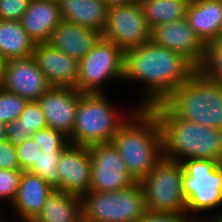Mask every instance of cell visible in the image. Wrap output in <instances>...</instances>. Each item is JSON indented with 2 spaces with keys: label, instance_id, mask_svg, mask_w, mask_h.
I'll return each instance as SVG.
<instances>
[{
  "label": "cell",
  "instance_id": "6da1fadb",
  "mask_svg": "<svg viewBox=\"0 0 222 222\" xmlns=\"http://www.w3.org/2000/svg\"><path fill=\"white\" fill-rule=\"evenodd\" d=\"M197 68L182 54L147 41L124 52L123 79L145 85L137 107L162 103Z\"/></svg>",
  "mask_w": 222,
  "mask_h": 222
},
{
  "label": "cell",
  "instance_id": "7a4b0ae2",
  "mask_svg": "<svg viewBox=\"0 0 222 222\" xmlns=\"http://www.w3.org/2000/svg\"><path fill=\"white\" fill-rule=\"evenodd\" d=\"M112 143L138 182L163 158L160 124L150 108H138L119 128Z\"/></svg>",
  "mask_w": 222,
  "mask_h": 222
},
{
  "label": "cell",
  "instance_id": "3957f363",
  "mask_svg": "<svg viewBox=\"0 0 222 222\" xmlns=\"http://www.w3.org/2000/svg\"><path fill=\"white\" fill-rule=\"evenodd\" d=\"M150 109L160 124L163 157L178 162L186 159L216 160L222 164V130L179 117H168L157 105Z\"/></svg>",
  "mask_w": 222,
  "mask_h": 222
},
{
  "label": "cell",
  "instance_id": "277c9868",
  "mask_svg": "<svg viewBox=\"0 0 222 222\" xmlns=\"http://www.w3.org/2000/svg\"><path fill=\"white\" fill-rule=\"evenodd\" d=\"M157 106L168 117L222 130V84L199 69Z\"/></svg>",
  "mask_w": 222,
  "mask_h": 222
},
{
  "label": "cell",
  "instance_id": "5b68a950",
  "mask_svg": "<svg viewBox=\"0 0 222 222\" xmlns=\"http://www.w3.org/2000/svg\"><path fill=\"white\" fill-rule=\"evenodd\" d=\"M138 108L136 106L124 114V111H118L104 92L83 93L79 99L72 135L68 141L73 145L87 147L111 143L119 128Z\"/></svg>",
  "mask_w": 222,
  "mask_h": 222
},
{
  "label": "cell",
  "instance_id": "8992f818",
  "mask_svg": "<svg viewBox=\"0 0 222 222\" xmlns=\"http://www.w3.org/2000/svg\"><path fill=\"white\" fill-rule=\"evenodd\" d=\"M81 199L83 222H138L147 211L138 181L122 190L89 191Z\"/></svg>",
  "mask_w": 222,
  "mask_h": 222
},
{
  "label": "cell",
  "instance_id": "52a82bcc",
  "mask_svg": "<svg viewBox=\"0 0 222 222\" xmlns=\"http://www.w3.org/2000/svg\"><path fill=\"white\" fill-rule=\"evenodd\" d=\"M181 164L187 215L191 220H204L195 213L212 212L222 206V164L204 159H186Z\"/></svg>",
  "mask_w": 222,
  "mask_h": 222
},
{
  "label": "cell",
  "instance_id": "ba28073f",
  "mask_svg": "<svg viewBox=\"0 0 222 222\" xmlns=\"http://www.w3.org/2000/svg\"><path fill=\"white\" fill-rule=\"evenodd\" d=\"M181 162L163 157L153 170L139 181L146 209L153 212L187 214Z\"/></svg>",
  "mask_w": 222,
  "mask_h": 222
},
{
  "label": "cell",
  "instance_id": "9c48e42d",
  "mask_svg": "<svg viewBox=\"0 0 222 222\" xmlns=\"http://www.w3.org/2000/svg\"><path fill=\"white\" fill-rule=\"evenodd\" d=\"M124 52L102 36L78 62L76 89L82 93H103L102 84L123 80Z\"/></svg>",
  "mask_w": 222,
  "mask_h": 222
},
{
  "label": "cell",
  "instance_id": "30bf717a",
  "mask_svg": "<svg viewBox=\"0 0 222 222\" xmlns=\"http://www.w3.org/2000/svg\"><path fill=\"white\" fill-rule=\"evenodd\" d=\"M102 37L113 42L123 52L151 40V29L139 2L108 6Z\"/></svg>",
  "mask_w": 222,
  "mask_h": 222
},
{
  "label": "cell",
  "instance_id": "8fae6325",
  "mask_svg": "<svg viewBox=\"0 0 222 222\" xmlns=\"http://www.w3.org/2000/svg\"><path fill=\"white\" fill-rule=\"evenodd\" d=\"M91 156V186L89 191L122 190L137 182L128 172L113 143L89 146Z\"/></svg>",
  "mask_w": 222,
  "mask_h": 222
},
{
  "label": "cell",
  "instance_id": "7c38bea8",
  "mask_svg": "<svg viewBox=\"0 0 222 222\" xmlns=\"http://www.w3.org/2000/svg\"><path fill=\"white\" fill-rule=\"evenodd\" d=\"M151 40L182 54L197 69L204 63L207 46L189 26L186 18L155 26L151 29Z\"/></svg>",
  "mask_w": 222,
  "mask_h": 222
},
{
  "label": "cell",
  "instance_id": "4fadbf2b",
  "mask_svg": "<svg viewBox=\"0 0 222 222\" xmlns=\"http://www.w3.org/2000/svg\"><path fill=\"white\" fill-rule=\"evenodd\" d=\"M0 86L27 101H37L51 87L33 56L8 60Z\"/></svg>",
  "mask_w": 222,
  "mask_h": 222
},
{
  "label": "cell",
  "instance_id": "5bb4252c",
  "mask_svg": "<svg viewBox=\"0 0 222 222\" xmlns=\"http://www.w3.org/2000/svg\"><path fill=\"white\" fill-rule=\"evenodd\" d=\"M82 94L76 88L51 86L37 100L45 116L47 126L69 139L72 135L79 99Z\"/></svg>",
  "mask_w": 222,
  "mask_h": 222
},
{
  "label": "cell",
  "instance_id": "9a60e30c",
  "mask_svg": "<svg viewBox=\"0 0 222 222\" xmlns=\"http://www.w3.org/2000/svg\"><path fill=\"white\" fill-rule=\"evenodd\" d=\"M60 191L82 197L91 186V156L89 147L69 144L58 165Z\"/></svg>",
  "mask_w": 222,
  "mask_h": 222
},
{
  "label": "cell",
  "instance_id": "2e32d148",
  "mask_svg": "<svg viewBox=\"0 0 222 222\" xmlns=\"http://www.w3.org/2000/svg\"><path fill=\"white\" fill-rule=\"evenodd\" d=\"M33 57L51 86L77 87L78 61L48 42L35 45Z\"/></svg>",
  "mask_w": 222,
  "mask_h": 222
},
{
  "label": "cell",
  "instance_id": "e0dca14e",
  "mask_svg": "<svg viewBox=\"0 0 222 222\" xmlns=\"http://www.w3.org/2000/svg\"><path fill=\"white\" fill-rule=\"evenodd\" d=\"M62 21L59 3L52 0H31L20 19L35 44L49 42L52 32Z\"/></svg>",
  "mask_w": 222,
  "mask_h": 222
},
{
  "label": "cell",
  "instance_id": "ac0fdd59",
  "mask_svg": "<svg viewBox=\"0 0 222 222\" xmlns=\"http://www.w3.org/2000/svg\"><path fill=\"white\" fill-rule=\"evenodd\" d=\"M186 20L207 46L222 36V0H190Z\"/></svg>",
  "mask_w": 222,
  "mask_h": 222
},
{
  "label": "cell",
  "instance_id": "d6986e66",
  "mask_svg": "<svg viewBox=\"0 0 222 222\" xmlns=\"http://www.w3.org/2000/svg\"><path fill=\"white\" fill-rule=\"evenodd\" d=\"M54 190L40 176L22 171L18 192L11 204L20 219L34 220Z\"/></svg>",
  "mask_w": 222,
  "mask_h": 222
},
{
  "label": "cell",
  "instance_id": "ffe728a7",
  "mask_svg": "<svg viewBox=\"0 0 222 222\" xmlns=\"http://www.w3.org/2000/svg\"><path fill=\"white\" fill-rule=\"evenodd\" d=\"M101 36L92 29L62 21L52 32L48 43L79 62Z\"/></svg>",
  "mask_w": 222,
  "mask_h": 222
},
{
  "label": "cell",
  "instance_id": "44dd1931",
  "mask_svg": "<svg viewBox=\"0 0 222 222\" xmlns=\"http://www.w3.org/2000/svg\"><path fill=\"white\" fill-rule=\"evenodd\" d=\"M58 3L63 21L103 34L108 14L103 0H59Z\"/></svg>",
  "mask_w": 222,
  "mask_h": 222
},
{
  "label": "cell",
  "instance_id": "7402d4cb",
  "mask_svg": "<svg viewBox=\"0 0 222 222\" xmlns=\"http://www.w3.org/2000/svg\"><path fill=\"white\" fill-rule=\"evenodd\" d=\"M34 222H83L81 197L54 190Z\"/></svg>",
  "mask_w": 222,
  "mask_h": 222
},
{
  "label": "cell",
  "instance_id": "603a6c76",
  "mask_svg": "<svg viewBox=\"0 0 222 222\" xmlns=\"http://www.w3.org/2000/svg\"><path fill=\"white\" fill-rule=\"evenodd\" d=\"M35 45L20 21L0 20V52L7 60L33 56Z\"/></svg>",
  "mask_w": 222,
  "mask_h": 222
},
{
  "label": "cell",
  "instance_id": "cb8c5ba5",
  "mask_svg": "<svg viewBox=\"0 0 222 222\" xmlns=\"http://www.w3.org/2000/svg\"><path fill=\"white\" fill-rule=\"evenodd\" d=\"M45 116L37 101H28L18 119L7 124V137L13 145L22 144L33 133L47 128Z\"/></svg>",
  "mask_w": 222,
  "mask_h": 222
},
{
  "label": "cell",
  "instance_id": "d4e9b609",
  "mask_svg": "<svg viewBox=\"0 0 222 222\" xmlns=\"http://www.w3.org/2000/svg\"><path fill=\"white\" fill-rule=\"evenodd\" d=\"M189 2L190 0H139L150 29L186 18Z\"/></svg>",
  "mask_w": 222,
  "mask_h": 222
},
{
  "label": "cell",
  "instance_id": "484cf974",
  "mask_svg": "<svg viewBox=\"0 0 222 222\" xmlns=\"http://www.w3.org/2000/svg\"><path fill=\"white\" fill-rule=\"evenodd\" d=\"M63 151H42L34 165L28 170L40 176L52 188L60 191L58 165Z\"/></svg>",
  "mask_w": 222,
  "mask_h": 222
},
{
  "label": "cell",
  "instance_id": "4316f807",
  "mask_svg": "<svg viewBox=\"0 0 222 222\" xmlns=\"http://www.w3.org/2000/svg\"><path fill=\"white\" fill-rule=\"evenodd\" d=\"M27 100L0 86V122L8 124L21 115Z\"/></svg>",
  "mask_w": 222,
  "mask_h": 222
},
{
  "label": "cell",
  "instance_id": "83f0119b",
  "mask_svg": "<svg viewBox=\"0 0 222 222\" xmlns=\"http://www.w3.org/2000/svg\"><path fill=\"white\" fill-rule=\"evenodd\" d=\"M208 78L222 84V41L209 43L204 63L199 68Z\"/></svg>",
  "mask_w": 222,
  "mask_h": 222
},
{
  "label": "cell",
  "instance_id": "f1b7e54d",
  "mask_svg": "<svg viewBox=\"0 0 222 222\" xmlns=\"http://www.w3.org/2000/svg\"><path fill=\"white\" fill-rule=\"evenodd\" d=\"M31 138L41 151H63L70 144L66 136L49 127L33 133Z\"/></svg>",
  "mask_w": 222,
  "mask_h": 222
},
{
  "label": "cell",
  "instance_id": "f546056e",
  "mask_svg": "<svg viewBox=\"0 0 222 222\" xmlns=\"http://www.w3.org/2000/svg\"><path fill=\"white\" fill-rule=\"evenodd\" d=\"M21 174L22 170L0 169V201L7 199L11 203L14 201L18 192Z\"/></svg>",
  "mask_w": 222,
  "mask_h": 222
},
{
  "label": "cell",
  "instance_id": "4dcf8cb0",
  "mask_svg": "<svg viewBox=\"0 0 222 222\" xmlns=\"http://www.w3.org/2000/svg\"><path fill=\"white\" fill-rule=\"evenodd\" d=\"M17 158L22 171H28L41 155L42 151L30 137L16 146Z\"/></svg>",
  "mask_w": 222,
  "mask_h": 222
},
{
  "label": "cell",
  "instance_id": "1f68e13d",
  "mask_svg": "<svg viewBox=\"0 0 222 222\" xmlns=\"http://www.w3.org/2000/svg\"><path fill=\"white\" fill-rule=\"evenodd\" d=\"M31 0H0V20L20 21Z\"/></svg>",
  "mask_w": 222,
  "mask_h": 222
},
{
  "label": "cell",
  "instance_id": "d6a6232c",
  "mask_svg": "<svg viewBox=\"0 0 222 222\" xmlns=\"http://www.w3.org/2000/svg\"><path fill=\"white\" fill-rule=\"evenodd\" d=\"M0 169L3 170H21L16 146L8 140L0 142Z\"/></svg>",
  "mask_w": 222,
  "mask_h": 222
},
{
  "label": "cell",
  "instance_id": "836d02e7",
  "mask_svg": "<svg viewBox=\"0 0 222 222\" xmlns=\"http://www.w3.org/2000/svg\"><path fill=\"white\" fill-rule=\"evenodd\" d=\"M187 214L163 213L146 211L143 218L138 222H190Z\"/></svg>",
  "mask_w": 222,
  "mask_h": 222
},
{
  "label": "cell",
  "instance_id": "e575fe53",
  "mask_svg": "<svg viewBox=\"0 0 222 222\" xmlns=\"http://www.w3.org/2000/svg\"><path fill=\"white\" fill-rule=\"evenodd\" d=\"M107 6L139 2V0H103Z\"/></svg>",
  "mask_w": 222,
  "mask_h": 222
},
{
  "label": "cell",
  "instance_id": "d590c367",
  "mask_svg": "<svg viewBox=\"0 0 222 222\" xmlns=\"http://www.w3.org/2000/svg\"><path fill=\"white\" fill-rule=\"evenodd\" d=\"M7 59L5 58V56L0 52V81L3 78V74L6 68V64H7Z\"/></svg>",
  "mask_w": 222,
  "mask_h": 222
},
{
  "label": "cell",
  "instance_id": "8d00e7d4",
  "mask_svg": "<svg viewBox=\"0 0 222 222\" xmlns=\"http://www.w3.org/2000/svg\"><path fill=\"white\" fill-rule=\"evenodd\" d=\"M7 124L0 122V142L6 140Z\"/></svg>",
  "mask_w": 222,
  "mask_h": 222
},
{
  "label": "cell",
  "instance_id": "74e56055",
  "mask_svg": "<svg viewBox=\"0 0 222 222\" xmlns=\"http://www.w3.org/2000/svg\"><path fill=\"white\" fill-rule=\"evenodd\" d=\"M215 217L213 216L212 219H209L210 221H215V222H222V212H218ZM219 215V216H218Z\"/></svg>",
  "mask_w": 222,
  "mask_h": 222
},
{
  "label": "cell",
  "instance_id": "f35d334b",
  "mask_svg": "<svg viewBox=\"0 0 222 222\" xmlns=\"http://www.w3.org/2000/svg\"><path fill=\"white\" fill-rule=\"evenodd\" d=\"M2 217L3 216H1V218H0V222H3L2 221ZM20 220V222L22 221V222H34V220H29V219H19Z\"/></svg>",
  "mask_w": 222,
  "mask_h": 222
},
{
  "label": "cell",
  "instance_id": "ab89813d",
  "mask_svg": "<svg viewBox=\"0 0 222 222\" xmlns=\"http://www.w3.org/2000/svg\"><path fill=\"white\" fill-rule=\"evenodd\" d=\"M190 222H213V221H210V220H206L205 219V221L204 220H191Z\"/></svg>",
  "mask_w": 222,
  "mask_h": 222
}]
</instances>
